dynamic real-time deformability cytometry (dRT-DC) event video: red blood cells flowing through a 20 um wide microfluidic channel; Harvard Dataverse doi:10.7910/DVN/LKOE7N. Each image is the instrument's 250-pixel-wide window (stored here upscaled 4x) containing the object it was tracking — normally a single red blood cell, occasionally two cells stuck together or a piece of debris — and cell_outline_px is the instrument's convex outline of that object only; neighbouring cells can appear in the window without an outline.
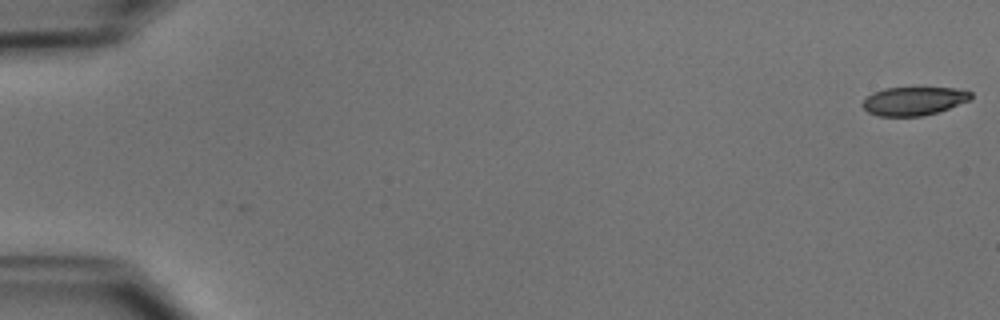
{"species": "common noctule bat (a hibernating species)", "species_latin": "Nyctalus noctula", "temperature_condition": "cold", "stored_images_in_passage": 5, "camera_frame_rate_fps": 3000, "um_per_image_px": 0.085, "animal": {"sex": "male", "body_mass_g": 15.6}, "frame": {"image": 1, "passage_image": 5, "time_ms": 1.333, "image_size_px": [1000, 320], "cell_outline_px": [[972, 96], [968, 100], [948, 108], [924, 116], [876, 116], [868, 112], [860, 104], [872, 92], [884, 88], [956, 88], [972, 92]], "centroid_in_image_um": [77.62, 8.59], "position_along_channel_um": 7.4, "area_um2": 17.86}}